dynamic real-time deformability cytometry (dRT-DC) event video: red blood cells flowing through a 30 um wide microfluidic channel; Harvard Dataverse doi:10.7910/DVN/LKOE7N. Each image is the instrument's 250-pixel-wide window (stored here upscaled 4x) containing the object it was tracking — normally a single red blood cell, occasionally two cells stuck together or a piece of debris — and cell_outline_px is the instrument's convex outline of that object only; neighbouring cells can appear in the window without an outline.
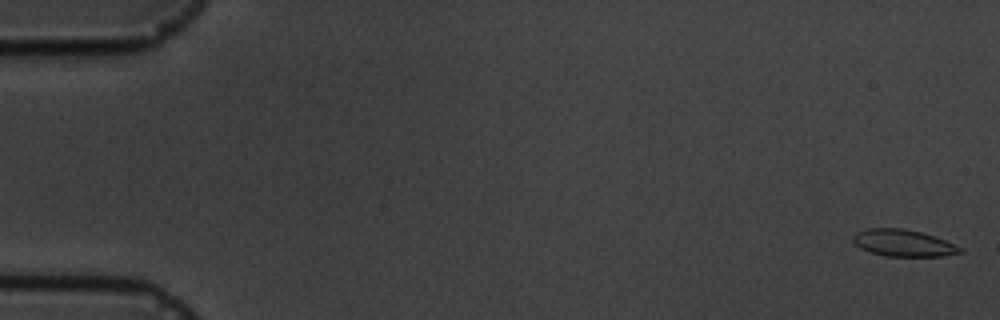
{"species": "common noctule bat (a hibernating species)", "species_latin": "Nyctalus noctula", "temperature_condition": "cold", "stored_images_in_passage": 8, "camera_frame_rate_fps": 3000, "um_per_image_px": 0.085, "animal": {"sex": "male", "body_mass_g": 19.5, "forearm_length_mm": 54.6}, "frame": {"image": 1, "passage_image": 1, "time_ms": 0.0, "image_size_px": [1000, 320], "cell_outline_px": [[964, 252], [944, 256], [884, 256], [868, 252], [860, 248], [852, 240], [852, 236], [856, 232], [864, 228], [904, 228], [920, 232], [944, 240], [964, 248]], "centroid_in_image_um": [76.75, 20.66], "position_along_channel_um": 8.2, "area_um2": 16.88}}
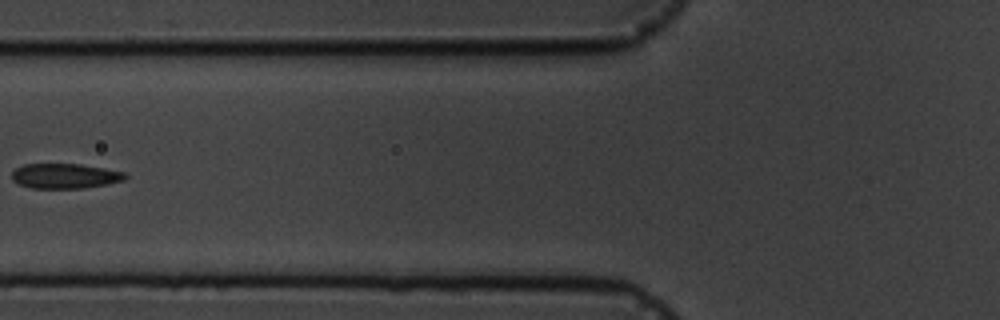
{"frame": {"image": 2, "passage_image": 7, "time_ms": 7.0, "image_size_px": [1000, 320], "cell_outline_px": [[128, 176], [124, 180], [108, 184], [84, 188], [32, 188], [20, 184], [12, 180], [12, 172], [16, 168], [24, 164], [80, 164], [104, 168], [124, 172]], "centroid_in_image_um": [5.53, 14.96], "position_along_channel_um": 120.3, "area_um2": 16.47}}
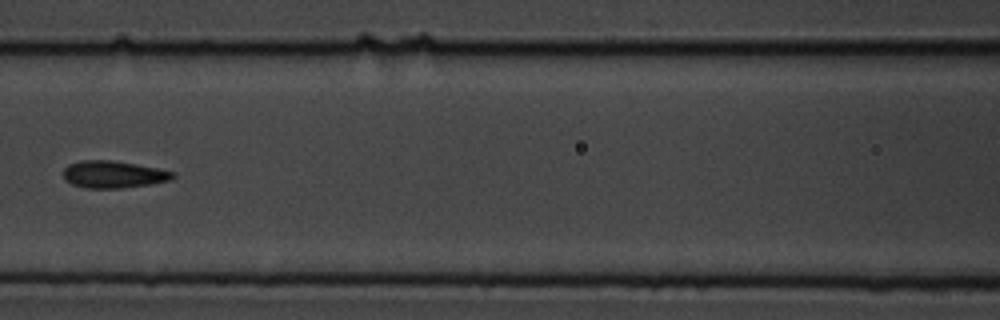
{"frame": {"image": 3, "passage_image": 8, "time_ms": 8.0, "image_size_px": [1000, 320], "cell_outline_px": [[176, 176], [168, 180], [152, 184], [120, 188], [84, 188], [72, 184], [64, 180], [64, 168], [68, 164], [80, 160], [112, 160], [136, 164], [176, 172]], "centroid_in_image_um": [9.62, 14.82], "position_along_channel_um": 157.0, "area_um2": 17.4}}